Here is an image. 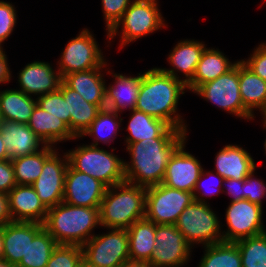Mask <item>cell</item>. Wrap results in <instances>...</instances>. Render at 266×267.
Returning <instances> with one entry per match:
<instances>
[{
  "mask_svg": "<svg viewBox=\"0 0 266 267\" xmlns=\"http://www.w3.org/2000/svg\"><path fill=\"white\" fill-rule=\"evenodd\" d=\"M181 80L152 67L141 74L135 108L166 122L170 127L188 132L186 120L178 109L179 100L187 92Z\"/></svg>",
  "mask_w": 266,
  "mask_h": 267,
  "instance_id": "obj_1",
  "label": "cell"
},
{
  "mask_svg": "<svg viewBox=\"0 0 266 267\" xmlns=\"http://www.w3.org/2000/svg\"><path fill=\"white\" fill-rule=\"evenodd\" d=\"M188 134L182 131L176 138H151L129 144L126 152L130 160H124L126 181L144 188L161 184L170 157Z\"/></svg>",
  "mask_w": 266,
  "mask_h": 267,
  "instance_id": "obj_2",
  "label": "cell"
},
{
  "mask_svg": "<svg viewBox=\"0 0 266 267\" xmlns=\"http://www.w3.org/2000/svg\"><path fill=\"white\" fill-rule=\"evenodd\" d=\"M99 208L61 202L48 208L43 227L57 244L83 246L100 228Z\"/></svg>",
  "mask_w": 266,
  "mask_h": 267,
  "instance_id": "obj_3",
  "label": "cell"
},
{
  "mask_svg": "<svg viewBox=\"0 0 266 267\" xmlns=\"http://www.w3.org/2000/svg\"><path fill=\"white\" fill-rule=\"evenodd\" d=\"M146 188L124 181L107 187L101 201L100 228L128 229L145 217Z\"/></svg>",
  "mask_w": 266,
  "mask_h": 267,
  "instance_id": "obj_4",
  "label": "cell"
},
{
  "mask_svg": "<svg viewBox=\"0 0 266 267\" xmlns=\"http://www.w3.org/2000/svg\"><path fill=\"white\" fill-rule=\"evenodd\" d=\"M66 151L69 164L77 171L100 180L107 187L126 181L124 159L99 146L80 144Z\"/></svg>",
  "mask_w": 266,
  "mask_h": 267,
  "instance_id": "obj_5",
  "label": "cell"
},
{
  "mask_svg": "<svg viewBox=\"0 0 266 267\" xmlns=\"http://www.w3.org/2000/svg\"><path fill=\"white\" fill-rule=\"evenodd\" d=\"M165 22L166 20L159 9V3L133 0L120 21L109 32V45L106 47L111 45V41L113 42L117 35L120 38L118 48L119 50L123 49L130 43L140 40L141 37L168 27Z\"/></svg>",
  "mask_w": 266,
  "mask_h": 267,
  "instance_id": "obj_6",
  "label": "cell"
},
{
  "mask_svg": "<svg viewBox=\"0 0 266 267\" xmlns=\"http://www.w3.org/2000/svg\"><path fill=\"white\" fill-rule=\"evenodd\" d=\"M215 212L210 203L193 200L179 215L175 226L193 248L223 242L222 221Z\"/></svg>",
  "mask_w": 266,
  "mask_h": 267,
  "instance_id": "obj_7",
  "label": "cell"
},
{
  "mask_svg": "<svg viewBox=\"0 0 266 267\" xmlns=\"http://www.w3.org/2000/svg\"><path fill=\"white\" fill-rule=\"evenodd\" d=\"M83 246L84 267H119L129 260L127 229L107 228Z\"/></svg>",
  "mask_w": 266,
  "mask_h": 267,
  "instance_id": "obj_8",
  "label": "cell"
},
{
  "mask_svg": "<svg viewBox=\"0 0 266 267\" xmlns=\"http://www.w3.org/2000/svg\"><path fill=\"white\" fill-rule=\"evenodd\" d=\"M94 34L84 28L78 35L68 41L56 63L61 76L94 68L109 66Z\"/></svg>",
  "mask_w": 266,
  "mask_h": 267,
  "instance_id": "obj_9",
  "label": "cell"
},
{
  "mask_svg": "<svg viewBox=\"0 0 266 267\" xmlns=\"http://www.w3.org/2000/svg\"><path fill=\"white\" fill-rule=\"evenodd\" d=\"M193 94H196L242 120H254V117L244 108L239 91V60L236 65L215 80L200 85Z\"/></svg>",
  "mask_w": 266,
  "mask_h": 267,
  "instance_id": "obj_10",
  "label": "cell"
},
{
  "mask_svg": "<svg viewBox=\"0 0 266 267\" xmlns=\"http://www.w3.org/2000/svg\"><path fill=\"white\" fill-rule=\"evenodd\" d=\"M193 193L164 184L146 188L145 219L155 224L175 225L182 211L193 202Z\"/></svg>",
  "mask_w": 266,
  "mask_h": 267,
  "instance_id": "obj_11",
  "label": "cell"
},
{
  "mask_svg": "<svg viewBox=\"0 0 266 267\" xmlns=\"http://www.w3.org/2000/svg\"><path fill=\"white\" fill-rule=\"evenodd\" d=\"M263 213V206L247 199L229 202L225 210L226 225H221L223 241L236 242L266 232ZM224 226L227 228L223 231Z\"/></svg>",
  "mask_w": 266,
  "mask_h": 267,
  "instance_id": "obj_12",
  "label": "cell"
},
{
  "mask_svg": "<svg viewBox=\"0 0 266 267\" xmlns=\"http://www.w3.org/2000/svg\"><path fill=\"white\" fill-rule=\"evenodd\" d=\"M155 250L147 262L152 267H184L194 250L175 225L157 224Z\"/></svg>",
  "mask_w": 266,
  "mask_h": 267,
  "instance_id": "obj_13",
  "label": "cell"
},
{
  "mask_svg": "<svg viewBox=\"0 0 266 267\" xmlns=\"http://www.w3.org/2000/svg\"><path fill=\"white\" fill-rule=\"evenodd\" d=\"M59 150L57 148L44 161L42 173L32 184L38 197L47 208L63 202L65 175L69 160L67 153L59 154Z\"/></svg>",
  "mask_w": 266,
  "mask_h": 267,
  "instance_id": "obj_14",
  "label": "cell"
},
{
  "mask_svg": "<svg viewBox=\"0 0 266 267\" xmlns=\"http://www.w3.org/2000/svg\"><path fill=\"white\" fill-rule=\"evenodd\" d=\"M187 141L185 140L170 157L162 184L193 193L204 168L194 154L186 151Z\"/></svg>",
  "mask_w": 266,
  "mask_h": 267,
  "instance_id": "obj_15",
  "label": "cell"
},
{
  "mask_svg": "<svg viewBox=\"0 0 266 267\" xmlns=\"http://www.w3.org/2000/svg\"><path fill=\"white\" fill-rule=\"evenodd\" d=\"M107 186L92 176L67 167L63 202L74 206L100 207Z\"/></svg>",
  "mask_w": 266,
  "mask_h": 267,
  "instance_id": "obj_16",
  "label": "cell"
},
{
  "mask_svg": "<svg viewBox=\"0 0 266 267\" xmlns=\"http://www.w3.org/2000/svg\"><path fill=\"white\" fill-rule=\"evenodd\" d=\"M52 63L36 61L27 63L17 73L19 88L26 95L39 97L54 92L60 88L63 77Z\"/></svg>",
  "mask_w": 266,
  "mask_h": 267,
  "instance_id": "obj_17",
  "label": "cell"
},
{
  "mask_svg": "<svg viewBox=\"0 0 266 267\" xmlns=\"http://www.w3.org/2000/svg\"><path fill=\"white\" fill-rule=\"evenodd\" d=\"M206 47L207 45L204 41L194 39L180 40L170 50L171 52L167 57V62L171 68L161 67L160 69L187 85L193 79L201 54Z\"/></svg>",
  "mask_w": 266,
  "mask_h": 267,
  "instance_id": "obj_18",
  "label": "cell"
},
{
  "mask_svg": "<svg viewBox=\"0 0 266 267\" xmlns=\"http://www.w3.org/2000/svg\"><path fill=\"white\" fill-rule=\"evenodd\" d=\"M8 198L12 221L44 223L48 208L32 185H16L8 193Z\"/></svg>",
  "mask_w": 266,
  "mask_h": 267,
  "instance_id": "obj_19",
  "label": "cell"
},
{
  "mask_svg": "<svg viewBox=\"0 0 266 267\" xmlns=\"http://www.w3.org/2000/svg\"><path fill=\"white\" fill-rule=\"evenodd\" d=\"M107 73L112 75L113 83L106 85V107L107 109L115 112L122 113L125 110H133L140 89L141 73L137 76L125 75L123 73H114V70H109Z\"/></svg>",
  "mask_w": 266,
  "mask_h": 267,
  "instance_id": "obj_20",
  "label": "cell"
},
{
  "mask_svg": "<svg viewBox=\"0 0 266 267\" xmlns=\"http://www.w3.org/2000/svg\"><path fill=\"white\" fill-rule=\"evenodd\" d=\"M37 222L12 221L3 226V248L6 261L17 266L26 256L29 239H33L42 229Z\"/></svg>",
  "mask_w": 266,
  "mask_h": 267,
  "instance_id": "obj_21",
  "label": "cell"
},
{
  "mask_svg": "<svg viewBox=\"0 0 266 267\" xmlns=\"http://www.w3.org/2000/svg\"><path fill=\"white\" fill-rule=\"evenodd\" d=\"M128 125L125 128L127 136L124 138L126 147L131 143L151 138H176L182 131L170 127L161 119L155 118L136 109L130 110Z\"/></svg>",
  "mask_w": 266,
  "mask_h": 267,
  "instance_id": "obj_22",
  "label": "cell"
},
{
  "mask_svg": "<svg viewBox=\"0 0 266 267\" xmlns=\"http://www.w3.org/2000/svg\"><path fill=\"white\" fill-rule=\"evenodd\" d=\"M215 172L224 179L244 180L254 169L256 163L250 152L241 145L227 144L215 156Z\"/></svg>",
  "mask_w": 266,
  "mask_h": 267,
  "instance_id": "obj_23",
  "label": "cell"
},
{
  "mask_svg": "<svg viewBox=\"0 0 266 267\" xmlns=\"http://www.w3.org/2000/svg\"><path fill=\"white\" fill-rule=\"evenodd\" d=\"M105 73H107L105 68L74 72L65 75L63 82L72 90L78 92L87 102L104 109L106 107L107 83L104 77Z\"/></svg>",
  "mask_w": 266,
  "mask_h": 267,
  "instance_id": "obj_24",
  "label": "cell"
},
{
  "mask_svg": "<svg viewBox=\"0 0 266 267\" xmlns=\"http://www.w3.org/2000/svg\"><path fill=\"white\" fill-rule=\"evenodd\" d=\"M0 132L10 159L33 154L45 146L27 124L3 120Z\"/></svg>",
  "mask_w": 266,
  "mask_h": 267,
  "instance_id": "obj_25",
  "label": "cell"
},
{
  "mask_svg": "<svg viewBox=\"0 0 266 267\" xmlns=\"http://www.w3.org/2000/svg\"><path fill=\"white\" fill-rule=\"evenodd\" d=\"M27 125L45 145L56 147L60 142L78 139L62 119L54 117L38 105L35 106Z\"/></svg>",
  "mask_w": 266,
  "mask_h": 267,
  "instance_id": "obj_26",
  "label": "cell"
},
{
  "mask_svg": "<svg viewBox=\"0 0 266 267\" xmlns=\"http://www.w3.org/2000/svg\"><path fill=\"white\" fill-rule=\"evenodd\" d=\"M236 63L237 61L229 60L221 50L206 47L201 54L193 79L186 85L187 90L194 92L200 85L226 74Z\"/></svg>",
  "mask_w": 266,
  "mask_h": 267,
  "instance_id": "obj_27",
  "label": "cell"
},
{
  "mask_svg": "<svg viewBox=\"0 0 266 267\" xmlns=\"http://www.w3.org/2000/svg\"><path fill=\"white\" fill-rule=\"evenodd\" d=\"M59 90L67 102L68 114H70V131L75 137H80L97 117L101 108L87 102L64 82L61 83Z\"/></svg>",
  "mask_w": 266,
  "mask_h": 267,
  "instance_id": "obj_28",
  "label": "cell"
},
{
  "mask_svg": "<svg viewBox=\"0 0 266 267\" xmlns=\"http://www.w3.org/2000/svg\"><path fill=\"white\" fill-rule=\"evenodd\" d=\"M239 91L244 108L254 117V111L262 115L266 110V81L255 75L239 59Z\"/></svg>",
  "mask_w": 266,
  "mask_h": 267,
  "instance_id": "obj_29",
  "label": "cell"
},
{
  "mask_svg": "<svg viewBox=\"0 0 266 267\" xmlns=\"http://www.w3.org/2000/svg\"><path fill=\"white\" fill-rule=\"evenodd\" d=\"M156 226L145 218L134 222L128 229L130 260L148 262L155 250Z\"/></svg>",
  "mask_w": 266,
  "mask_h": 267,
  "instance_id": "obj_30",
  "label": "cell"
},
{
  "mask_svg": "<svg viewBox=\"0 0 266 267\" xmlns=\"http://www.w3.org/2000/svg\"><path fill=\"white\" fill-rule=\"evenodd\" d=\"M37 105L36 97L19 89H0V112L3 120L28 124Z\"/></svg>",
  "mask_w": 266,
  "mask_h": 267,
  "instance_id": "obj_31",
  "label": "cell"
},
{
  "mask_svg": "<svg viewBox=\"0 0 266 267\" xmlns=\"http://www.w3.org/2000/svg\"><path fill=\"white\" fill-rule=\"evenodd\" d=\"M121 114L107 108L101 109L91 125L78 137V140L90 136L92 142L89 145L92 146H100L99 143L109 145L114 142L116 136L120 133L119 130L124 128L121 127L123 122Z\"/></svg>",
  "mask_w": 266,
  "mask_h": 267,
  "instance_id": "obj_32",
  "label": "cell"
},
{
  "mask_svg": "<svg viewBox=\"0 0 266 267\" xmlns=\"http://www.w3.org/2000/svg\"><path fill=\"white\" fill-rule=\"evenodd\" d=\"M57 149L45 145L41 150L11 159L17 185H32L42 173L44 161Z\"/></svg>",
  "mask_w": 266,
  "mask_h": 267,
  "instance_id": "obj_33",
  "label": "cell"
},
{
  "mask_svg": "<svg viewBox=\"0 0 266 267\" xmlns=\"http://www.w3.org/2000/svg\"><path fill=\"white\" fill-rule=\"evenodd\" d=\"M203 255L197 267H242L240 251L234 242L202 246Z\"/></svg>",
  "mask_w": 266,
  "mask_h": 267,
  "instance_id": "obj_34",
  "label": "cell"
},
{
  "mask_svg": "<svg viewBox=\"0 0 266 267\" xmlns=\"http://www.w3.org/2000/svg\"><path fill=\"white\" fill-rule=\"evenodd\" d=\"M58 244L43 228L33 239H29L26 256L16 267H46L52 251Z\"/></svg>",
  "mask_w": 266,
  "mask_h": 267,
  "instance_id": "obj_35",
  "label": "cell"
},
{
  "mask_svg": "<svg viewBox=\"0 0 266 267\" xmlns=\"http://www.w3.org/2000/svg\"><path fill=\"white\" fill-rule=\"evenodd\" d=\"M234 243L240 251L242 267H266V232Z\"/></svg>",
  "mask_w": 266,
  "mask_h": 267,
  "instance_id": "obj_36",
  "label": "cell"
},
{
  "mask_svg": "<svg viewBox=\"0 0 266 267\" xmlns=\"http://www.w3.org/2000/svg\"><path fill=\"white\" fill-rule=\"evenodd\" d=\"M46 267H84L82 246L58 244Z\"/></svg>",
  "mask_w": 266,
  "mask_h": 267,
  "instance_id": "obj_37",
  "label": "cell"
},
{
  "mask_svg": "<svg viewBox=\"0 0 266 267\" xmlns=\"http://www.w3.org/2000/svg\"><path fill=\"white\" fill-rule=\"evenodd\" d=\"M208 178L212 179V181L214 183L211 180H208L209 181L208 182L207 181ZM203 179L205 180V182L206 181L208 182L209 188L207 187V182L204 183ZM223 181H224V178L222 176H220L218 173H216L214 171H210V170L206 171L205 169H203L201 175L199 176V179L196 182V186H195V189L193 191L194 200L201 202V203H207L208 204V200L206 199L207 196L213 197V195H219L221 192H223L222 191L223 190Z\"/></svg>",
  "mask_w": 266,
  "mask_h": 267,
  "instance_id": "obj_38",
  "label": "cell"
},
{
  "mask_svg": "<svg viewBox=\"0 0 266 267\" xmlns=\"http://www.w3.org/2000/svg\"><path fill=\"white\" fill-rule=\"evenodd\" d=\"M36 102L41 109L52 114L54 117L62 119L70 129V114H68L67 102L59 89L37 97Z\"/></svg>",
  "mask_w": 266,
  "mask_h": 267,
  "instance_id": "obj_39",
  "label": "cell"
},
{
  "mask_svg": "<svg viewBox=\"0 0 266 267\" xmlns=\"http://www.w3.org/2000/svg\"><path fill=\"white\" fill-rule=\"evenodd\" d=\"M133 0H101L102 13L105 21V32L107 44L109 43V32L120 21L125 11Z\"/></svg>",
  "mask_w": 266,
  "mask_h": 267,
  "instance_id": "obj_40",
  "label": "cell"
},
{
  "mask_svg": "<svg viewBox=\"0 0 266 267\" xmlns=\"http://www.w3.org/2000/svg\"><path fill=\"white\" fill-rule=\"evenodd\" d=\"M17 7L10 1L0 0V46L3 48L17 25Z\"/></svg>",
  "mask_w": 266,
  "mask_h": 267,
  "instance_id": "obj_41",
  "label": "cell"
},
{
  "mask_svg": "<svg viewBox=\"0 0 266 267\" xmlns=\"http://www.w3.org/2000/svg\"><path fill=\"white\" fill-rule=\"evenodd\" d=\"M256 170L257 168L244 179V199L263 206V200L266 198V183L263 178L255 176Z\"/></svg>",
  "mask_w": 266,
  "mask_h": 267,
  "instance_id": "obj_42",
  "label": "cell"
},
{
  "mask_svg": "<svg viewBox=\"0 0 266 267\" xmlns=\"http://www.w3.org/2000/svg\"><path fill=\"white\" fill-rule=\"evenodd\" d=\"M241 61L255 74L266 81V42L254 47L248 58Z\"/></svg>",
  "mask_w": 266,
  "mask_h": 267,
  "instance_id": "obj_43",
  "label": "cell"
},
{
  "mask_svg": "<svg viewBox=\"0 0 266 267\" xmlns=\"http://www.w3.org/2000/svg\"><path fill=\"white\" fill-rule=\"evenodd\" d=\"M16 185L11 159L0 161V192L8 194Z\"/></svg>",
  "mask_w": 266,
  "mask_h": 267,
  "instance_id": "obj_44",
  "label": "cell"
},
{
  "mask_svg": "<svg viewBox=\"0 0 266 267\" xmlns=\"http://www.w3.org/2000/svg\"><path fill=\"white\" fill-rule=\"evenodd\" d=\"M222 191L232 198L231 202L244 199V180L224 179Z\"/></svg>",
  "mask_w": 266,
  "mask_h": 267,
  "instance_id": "obj_45",
  "label": "cell"
},
{
  "mask_svg": "<svg viewBox=\"0 0 266 267\" xmlns=\"http://www.w3.org/2000/svg\"><path fill=\"white\" fill-rule=\"evenodd\" d=\"M6 51H2L0 53V84H7L8 82H11L12 77V70L10 69V65L8 63V57L5 53Z\"/></svg>",
  "mask_w": 266,
  "mask_h": 267,
  "instance_id": "obj_46",
  "label": "cell"
},
{
  "mask_svg": "<svg viewBox=\"0 0 266 267\" xmlns=\"http://www.w3.org/2000/svg\"><path fill=\"white\" fill-rule=\"evenodd\" d=\"M12 222V217L9 211L8 194L0 192V226Z\"/></svg>",
  "mask_w": 266,
  "mask_h": 267,
  "instance_id": "obj_47",
  "label": "cell"
},
{
  "mask_svg": "<svg viewBox=\"0 0 266 267\" xmlns=\"http://www.w3.org/2000/svg\"><path fill=\"white\" fill-rule=\"evenodd\" d=\"M119 267H152L149 263L137 260H127Z\"/></svg>",
  "mask_w": 266,
  "mask_h": 267,
  "instance_id": "obj_48",
  "label": "cell"
},
{
  "mask_svg": "<svg viewBox=\"0 0 266 267\" xmlns=\"http://www.w3.org/2000/svg\"><path fill=\"white\" fill-rule=\"evenodd\" d=\"M6 159H10V156L8 154V152L6 151L4 142H3V137L2 134L0 132V161L2 160H6Z\"/></svg>",
  "mask_w": 266,
  "mask_h": 267,
  "instance_id": "obj_49",
  "label": "cell"
},
{
  "mask_svg": "<svg viewBox=\"0 0 266 267\" xmlns=\"http://www.w3.org/2000/svg\"><path fill=\"white\" fill-rule=\"evenodd\" d=\"M4 257V248H3V226H0V259Z\"/></svg>",
  "mask_w": 266,
  "mask_h": 267,
  "instance_id": "obj_50",
  "label": "cell"
},
{
  "mask_svg": "<svg viewBox=\"0 0 266 267\" xmlns=\"http://www.w3.org/2000/svg\"><path fill=\"white\" fill-rule=\"evenodd\" d=\"M0 267H16L13 264H10L5 259H0Z\"/></svg>",
  "mask_w": 266,
  "mask_h": 267,
  "instance_id": "obj_51",
  "label": "cell"
},
{
  "mask_svg": "<svg viewBox=\"0 0 266 267\" xmlns=\"http://www.w3.org/2000/svg\"><path fill=\"white\" fill-rule=\"evenodd\" d=\"M261 122H262V126H266V110L265 112L261 115Z\"/></svg>",
  "mask_w": 266,
  "mask_h": 267,
  "instance_id": "obj_52",
  "label": "cell"
},
{
  "mask_svg": "<svg viewBox=\"0 0 266 267\" xmlns=\"http://www.w3.org/2000/svg\"><path fill=\"white\" fill-rule=\"evenodd\" d=\"M263 129L266 130V126H263ZM263 144H264L263 148L265 149L264 151H265V156H266V139Z\"/></svg>",
  "mask_w": 266,
  "mask_h": 267,
  "instance_id": "obj_53",
  "label": "cell"
},
{
  "mask_svg": "<svg viewBox=\"0 0 266 267\" xmlns=\"http://www.w3.org/2000/svg\"><path fill=\"white\" fill-rule=\"evenodd\" d=\"M3 122L2 116H1V112H0V125Z\"/></svg>",
  "mask_w": 266,
  "mask_h": 267,
  "instance_id": "obj_54",
  "label": "cell"
},
{
  "mask_svg": "<svg viewBox=\"0 0 266 267\" xmlns=\"http://www.w3.org/2000/svg\"><path fill=\"white\" fill-rule=\"evenodd\" d=\"M145 1H154V2H157V3H159V1H158V0H145Z\"/></svg>",
  "mask_w": 266,
  "mask_h": 267,
  "instance_id": "obj_55",
  "label": "cell"
},
{
  "mask_svg": "<svg viewBox=\"0 0 266 267\" xmlns=\"http://www.w3.org/2000/svg\"><path fill=\"white\" fill-rule=\"evenodd\" d=\"M3 50H5V49H3V48L0 46V53H1Z\"/></svg>",
  "mask_w": 266,
  "mask_h": 267,
  "instance_id": "obj_56",
  "label": "cell"
}]
</instances>
